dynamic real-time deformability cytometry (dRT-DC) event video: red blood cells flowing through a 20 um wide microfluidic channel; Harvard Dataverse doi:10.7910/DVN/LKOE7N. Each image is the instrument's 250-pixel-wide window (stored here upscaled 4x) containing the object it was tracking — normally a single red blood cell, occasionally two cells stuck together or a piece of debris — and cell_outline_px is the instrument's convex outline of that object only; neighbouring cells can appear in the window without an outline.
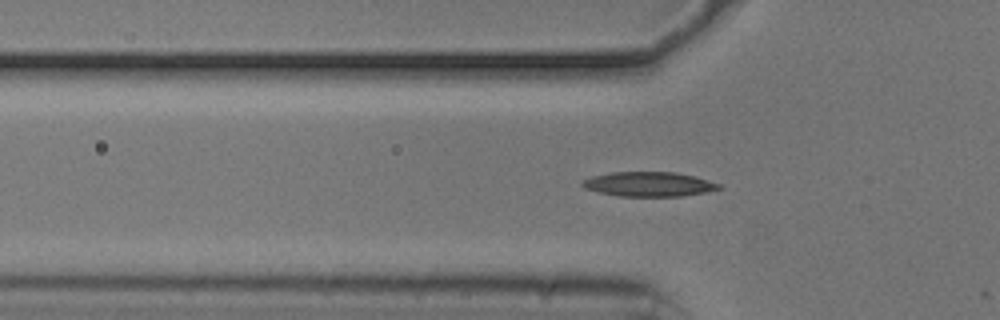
{"species": "common noctule bat (a hibernating species)", "species_latin": "Nyctalus noctula", "temperature_condition": "cold", "stored_images_in_passage": 17, "camera_frame_rate_fps": 3000, "um_per_image_px": 0.085, "animal": {"sex": "male", "body_mass_g": 20.5, "forearm_length_mm": 52.5}, "frame": {"image": 1, "passage_image": 16, "time_ms": 5.0, "image_size_px": [1000, 320], "cell_outline_px": [[724, 188], [704, 192], [680, 196], [616, 196], [584, 188], [580, 184], [580, 180], [592, 176], [612, 172], [676, 172], [692, 176], [720, 184]], "centroid_in_image_um": [55.1, 15.65], "position_along_channel_um": 70.7, "area_um2": 19.48}}